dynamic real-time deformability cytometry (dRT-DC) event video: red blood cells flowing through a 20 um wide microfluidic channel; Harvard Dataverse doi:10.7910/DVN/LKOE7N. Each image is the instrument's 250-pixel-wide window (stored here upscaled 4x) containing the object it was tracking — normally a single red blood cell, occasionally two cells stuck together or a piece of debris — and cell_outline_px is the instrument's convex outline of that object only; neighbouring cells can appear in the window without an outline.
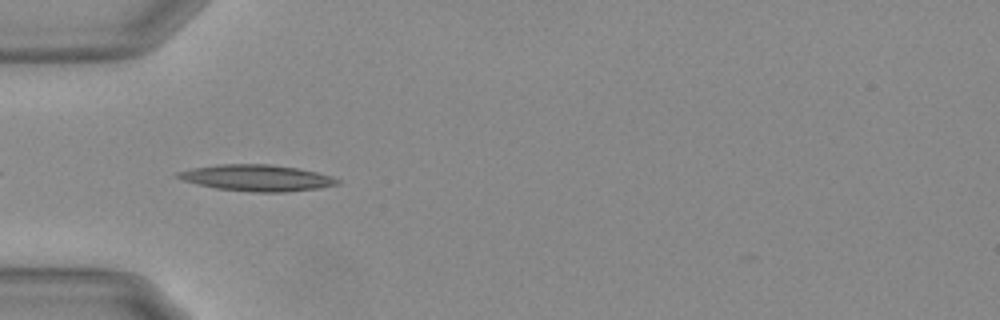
{"species": "Egyptian fruit bat (a non-hibernating species)", "species_latin": "Rousettus aegyptiacus", "temperature_condition": "warm", "stored_images_in_passage": 5, "camera_frame_rate_fps": 3000, "um_per_image_px": 0.085, "animal": {"sex": "female"}, "frame": {"image": 1, "passage_image": 2, "time_ms": 0.333, "image_size_px": [1000, 320], "cell_outline_px": [[340, 184], [320, 188], [284, 192], [252, 192], [216, 188], [184, 180], [176, 176], [176, 172], [192, 168], [224, 164], [264, 164], [296, 168], [316, 172], [340, 180]], "centroid_in_image_um": [21.84, 15.13], "position_along_channel_um": 63.2, "area_um2": 24.04}}